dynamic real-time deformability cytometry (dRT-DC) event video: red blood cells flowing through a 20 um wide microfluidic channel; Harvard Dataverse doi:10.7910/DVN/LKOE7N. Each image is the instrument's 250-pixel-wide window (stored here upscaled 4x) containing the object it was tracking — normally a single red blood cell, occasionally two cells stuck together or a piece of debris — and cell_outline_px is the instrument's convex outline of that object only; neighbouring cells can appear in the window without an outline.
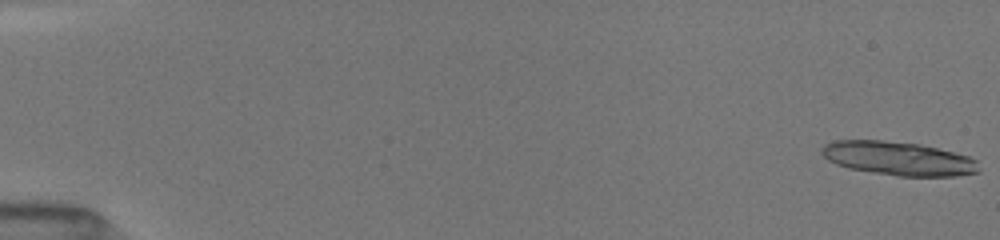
{"species": "common noctule bat (a hibernating species)", "species_latin": "Nyctalus noctula", "temperature_condition": "room temperature", "stored_images_in_passage": 12, "camera_frame_rate_fps": 3000, "um_per_image_px": 0.085, "animal": {"sex": "female", "body_mass_g": 19.5, "forearm_length_mm": 54.1}, "frame": {"image": 1, "passage_image": 1, "time_ms": 0.0, "image_size_px": [1000, 240], "cell_outline_px": [[980, 172], [956, 176], [896, 176], [848, 168], [836, 164], [828, 160], [820, 152], [820, 148], [824, 144], [836, 140], [880, 140], [920, 144], [968, 156], [976, 160], [980, 168]], "centroid_in_image_um": [76.34, 13.47], "position_along_channel_um": 8.7, "area_um2": 30.92}}
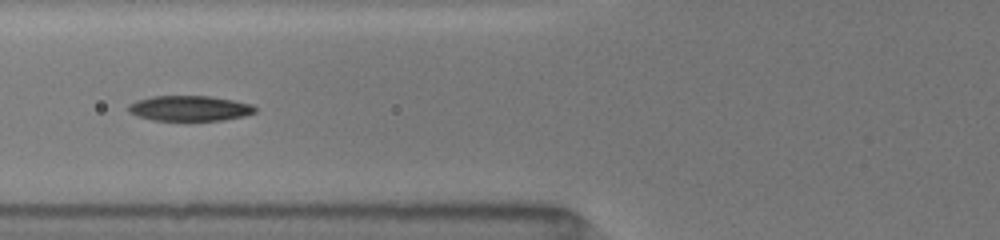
{"frame": {"image": 2, "passage_image": 11, "time_ms": 7.0, "image_size_px": [1000, 240], "cell_outline_px": [[256, 112], [244, 116], [224, 120], [152, 120], [136, 116], [128, 112], [128, 104], [136, 100], [152, 96], [212, 96], [252, 104], [256, 108]], "centroid_in_image_um": [16.09, 9.2], "position_along_channel_um": 109.7, "area_um2": 18.79}}